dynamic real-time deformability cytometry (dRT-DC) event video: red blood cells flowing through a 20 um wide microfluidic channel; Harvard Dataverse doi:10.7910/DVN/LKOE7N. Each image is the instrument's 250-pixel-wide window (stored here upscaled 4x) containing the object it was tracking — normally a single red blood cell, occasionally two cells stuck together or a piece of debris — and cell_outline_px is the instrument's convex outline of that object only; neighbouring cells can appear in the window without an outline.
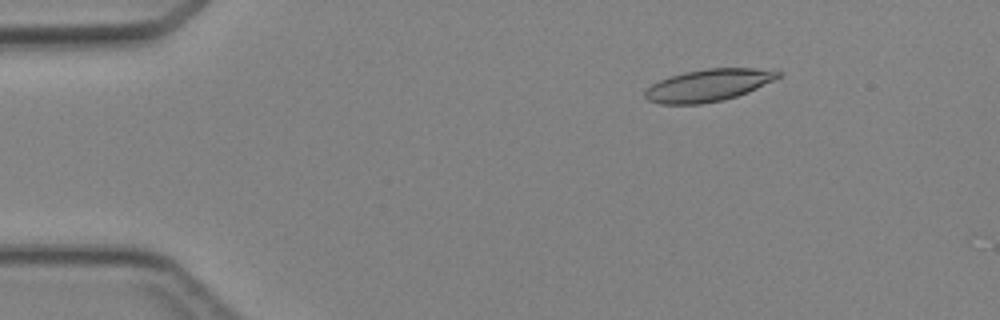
{"species": "Egyptian fruit bat (a non-hibernating species)", "species_latin": "Rousettus aegyptiacus", "temperature_condition": "cold", "stored_images_in_passage": 4, "camera_frame_rate_fps": 3000, "um_per_image_px": 0.085, "animal": {"sex": "female"}, "frame": {"image": 1, "passage_image": 2, "time_ms": 1.0, "image_size_px": [1000, 320], "cell_outline_px": [[784, 72], [780, 76], [748, 92], [724, 100], [700, 104], [660, 104], [648, 100], [644, 96], [644, 92], [652, 84], [668, 76], [684, 72], [708, 68], [752, 68]], "centroid_in_image_um": [60.17, 7.25], "position_along_channel_um": 24.8, "area_um2": 24.8}}
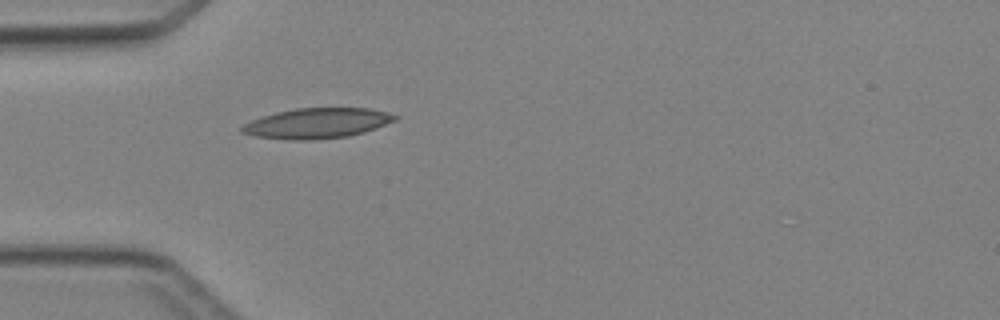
{"frame": {"image": 2, "passage_image": 4, "time_ms": 3.333, "image_size_px": [1000, 320], "cell_outline_px": [[400, 116], [396, 120], [376, 128], [364, 132], [348, 136], [312, 140], [288, 140], [256, 136], [240, 132], [240, 128], [244, 124], [260, 116], [276, 112], [296, 108], [368, 108], [388, 112]], "centroid_in_image_um": [26.95, 10.47], "position_along_channel_um": 58.0, "area_um2": 27.11}}